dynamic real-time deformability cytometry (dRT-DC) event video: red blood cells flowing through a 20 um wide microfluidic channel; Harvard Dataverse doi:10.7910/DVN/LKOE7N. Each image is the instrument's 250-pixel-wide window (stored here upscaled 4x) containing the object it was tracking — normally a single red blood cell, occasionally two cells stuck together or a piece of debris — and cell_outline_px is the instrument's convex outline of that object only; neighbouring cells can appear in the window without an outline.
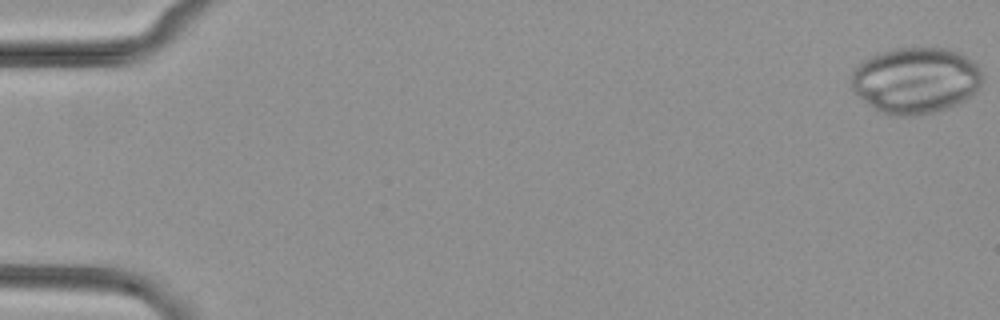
{"species": "common noctule bat (a hibernating species)", "species_latin": "Nyctalus noctula", "temperature_condition": "cold", "stored_images_in_passage": 53, "camera_frame_rate_fps": 3000, "um_per_image_px": 0.085, "animal": {"sex": "female", "body_mass_g": 29.2, "forearm_length_mm": 56.3}, "frame": {"image": 1, "passage_image": 1, "time_ms": 0.0, "image_size_px": [1000, 320], "cell_outline_px": [[984, 80], [964, 100], [948, 108], [920, 116], [888, 116], [880, 112], [856, 96], [852, 92], [852, 68], [856, 64], [880, 52], [896, 48], [948, 48], [972, 60], [980, 68]], "centroid_in_image_um": [77.78, 6.85], "position_along_channel_um": 7.2, "area_um2": 50.86}}
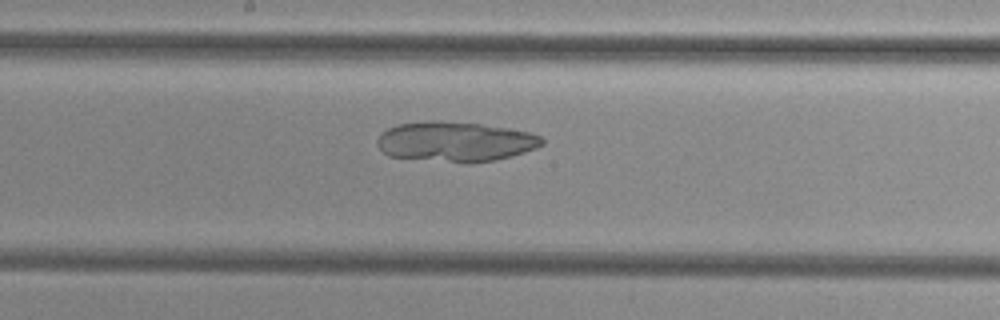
{"frame": {"image": 2, "passage_image": 29, "time_ms": 9.333, "image_size_px": [1000, 320], "cell_outline_px": [[544, 144], [536, 148], [512, 156], [496, 160], [468, 164], [388, 156], [376, 144], [376, 140], [388, 128], [396, 124], [428, 120], [436, 120], [480, 124], [528, 132], [540, 136], [544, 140]], "centroid_in_image_um": [38.69, 12.05], "position_along_channel_um": 209.5, "area_um2": 38.49}}
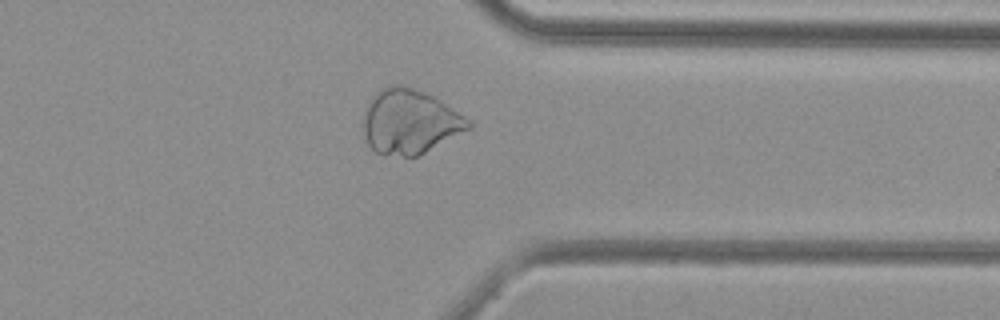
{"frame": {"image": 3, "passage_image": 42, "time_ms": 13.667, "image_size_px": [1000, 320], "cell_outline_px": [[472, 128], [416, 156], [404, 156], [376, 152], [368, 144], [360, 120], [364, 108], [368, 100], [380, 88], [392, 84], [400, 84], [436, 96], [472, 120]], "centroid_in_image_um": [34.82, 10.3], "position_along_channel_um": 376.6, "area_um2": 40.06}}